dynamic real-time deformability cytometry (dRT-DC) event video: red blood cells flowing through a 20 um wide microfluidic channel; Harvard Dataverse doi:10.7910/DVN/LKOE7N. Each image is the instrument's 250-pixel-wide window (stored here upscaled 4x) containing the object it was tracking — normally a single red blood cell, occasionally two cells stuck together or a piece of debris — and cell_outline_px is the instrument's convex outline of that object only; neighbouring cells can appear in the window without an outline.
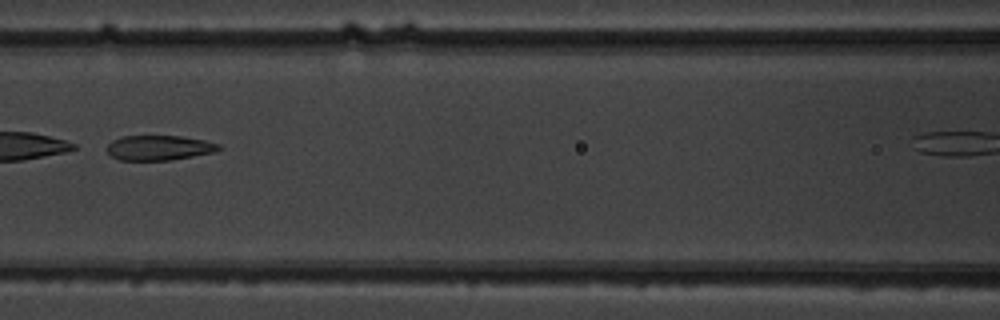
{"species": "common noctule bat (a hibernating species)", "species_latin": "Nyctalus noctula", "temperature_condition": "warm", "stored_images_in_passage": 11, "camera_frame_rate_fps": 3000, "um_per_image_px": 0.085, "animal": {"sex": "male", "body_mass_g": 19.5, "forearm_length_mm": 54.6}, "frame": {"image": 1, "passage_image": 5, "time_ms": 4.667, "image_size_px": [1000, 320], "cell_outline_px": [[224, 148], [216, 152], [172, 160], [120, 160], [112, 156], [108, 152], [108, 144], [112, 140], [120, 136], [180, 136], [204, 140], [220, 144]], "centroid_in_image_um": [13.57, 12.56], "position_along_channel_um": 153.0, "area_um2": 16.36}}